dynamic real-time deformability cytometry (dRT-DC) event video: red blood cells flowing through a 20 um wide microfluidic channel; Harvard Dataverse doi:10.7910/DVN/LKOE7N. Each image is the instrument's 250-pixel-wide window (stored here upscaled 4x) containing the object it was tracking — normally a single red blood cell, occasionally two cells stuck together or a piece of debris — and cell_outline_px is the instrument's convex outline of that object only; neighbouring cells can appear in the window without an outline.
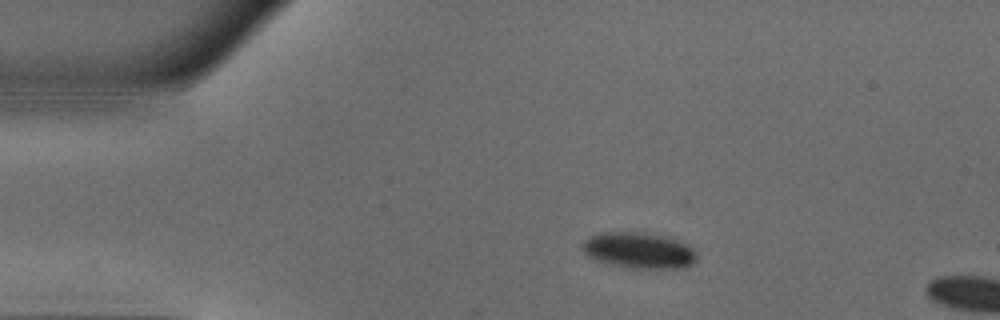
{"species": "common noctule bat (a hibernating species)", "species_latin": "Nyctalus noctula", "temperature_condition": "warm", "stored_images_in_passage": 4, "camera_frame_rate_fps": 3000, "um_per_image_px": 0.085, "animal": {"sex": "male", "body_mass_g": 18.8}, "frame": {"image": 1, "passage_image": 1, "time_ms": 0.0, "image_size_px": [1000, 320], "cell_outline_px": [[696, 260], [692, 264], [684, 268], [640, 268], [616, 264], [600, 260], [584, 252], [580, 244], [584, 240], [592, 236], [604, 232], [656, 232], [676, 236], [688, 244], [696, 252]], "centroid_in_image_um": [54.44, 21.23], "position_along_channel_um": 30.6, "area_um2": 24.16}}